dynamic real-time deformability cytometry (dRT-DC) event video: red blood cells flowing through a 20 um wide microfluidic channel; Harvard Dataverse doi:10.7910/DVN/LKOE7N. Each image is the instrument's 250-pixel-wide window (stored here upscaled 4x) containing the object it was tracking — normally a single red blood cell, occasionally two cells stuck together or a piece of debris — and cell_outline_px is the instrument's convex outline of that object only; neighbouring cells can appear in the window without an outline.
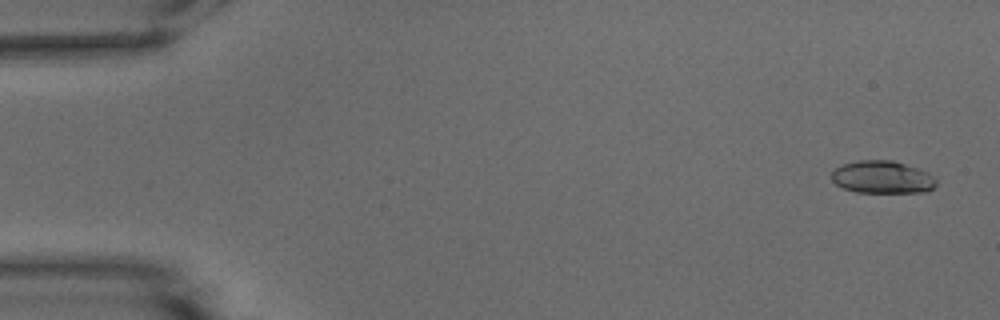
{"species": "common noctule bat (a hibernating species)", "species_latin": "Nyctalus noctula", "temperature_condition": "warm", "stored_images_in_passage": 53, "camera_frame_rate_fps": 3000, "um_per_image_px": 0.085, "animal": {"sex": "male", "body_mass_g": 15.6}, "frame": {"image": 1, "passage_image": 2, "time_ms": 0.333, "image_size_px": [1000, 320], "cell_outline_px": [[936, 184], [932, 188], [924, 192], [856, 192], [844, 188], [836, 184], [832, 180], [832, 172], [836, 168], [844, 164], [860, 160], [892, 160], [928, 172], [936, 176]], "centroid_in_image_um": [75.02, 15.06], "position_along_channel_um": 10.0, "area_um2": 19.71}}
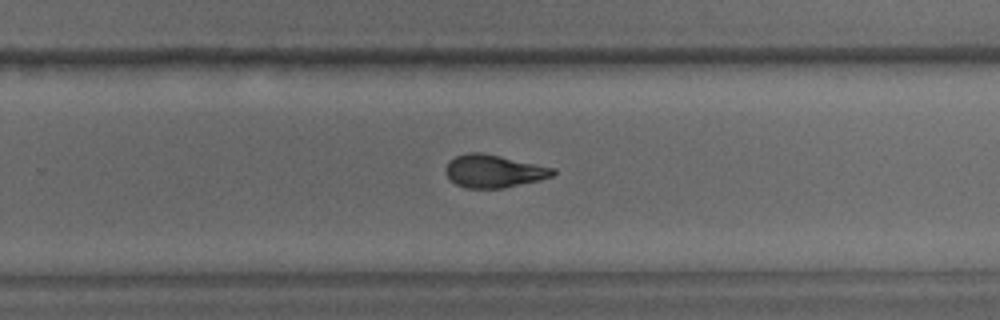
{"frame": {"image": 2, "passage_image": 34, "time_ms": 11.0, "image_size_px": [1000, 320], "cell_outline_px": [[556, 172], [552, 176], [540, 180], [504, 188], [464, 188], [448, 180], [444, 172], [444, 168], [456, 156], [468, 152], [480, 152], [500, 156], [556, 168]], "centroid_in_image_um": [41.95, 14.56], "position_along_channel_um": 287.9, "area_um2": 20.63}}
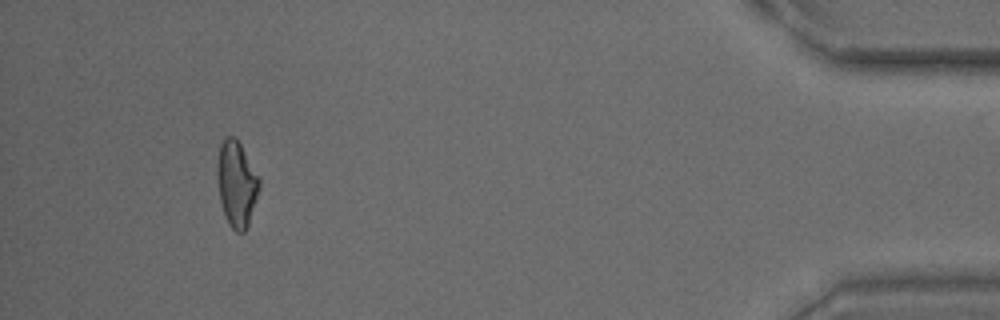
{"frame": {"image": 3, "passage_image": 49, "time_ms": 16.0, "image_size_px": [1000, 320], "cell_outline_px": [[260, 188], [248, 224], [244, 232], [236, 232], [228, 224], [224, 216], [220, 200], [216, 176], [216, 164], [220, 144], [228, 136], [236, 136], [260, 180]], "centroid_in_image_um": [20.08, 15.62], "position_along_channel_um": 415.1, "area_um2": 21.04}, "authors_computed_cell_mechanics": {"area_um2": 20.4612, "velocity_mm_per_s": 3.8486, "shape_relaxation_time_tau1_ms": 4.9011, "shape_relaxation_time_tau2_ms": 1.9899, "deformation_change_tau1": 0.1938, "deformation_change_tau2": 0.1006}}